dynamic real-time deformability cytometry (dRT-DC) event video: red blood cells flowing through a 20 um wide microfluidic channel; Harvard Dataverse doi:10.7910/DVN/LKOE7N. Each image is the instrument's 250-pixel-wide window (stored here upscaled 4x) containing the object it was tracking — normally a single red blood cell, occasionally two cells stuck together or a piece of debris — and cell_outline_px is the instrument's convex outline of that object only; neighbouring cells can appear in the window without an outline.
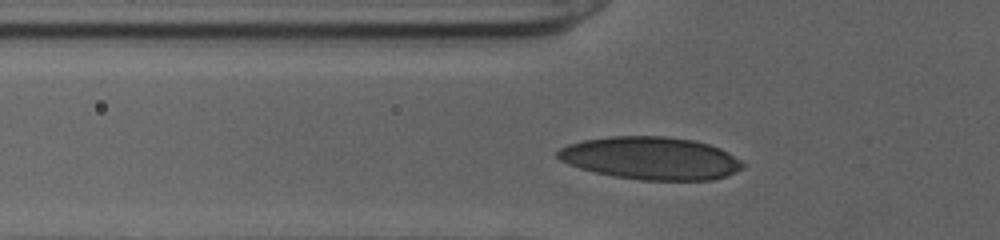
{"species": "human", "species_latin": "Homo sapiens", "temperature_condition": "cold", "stored_images_in_passage": 33, "camera_frame_rate_fps": 3000, "um_per_image_px": 0.085, "donor": {"sex": "female"}, "frame": {"image": 1, "passage_image": 7, "time_ms": 2.0, "image_size_px": [1000, 240], "cell_outline_px": [[744, 168], [728, 176], [712, 180], [644, 180], [616, 176], [596, 172], [580, 168], [568, 164], [560, 160], [556, 156], [556, 152], [560, 148], [568, 144], [584, 140], [612, 136], [664, 136], [692, 140], [708, 144], [720, 148], [728, 152], [740, 160], [744, 164]], "centroid_in_image_um": [55.34, 13.45], "position_along_channel_um": 70.5, "area_um2": 45.95}}
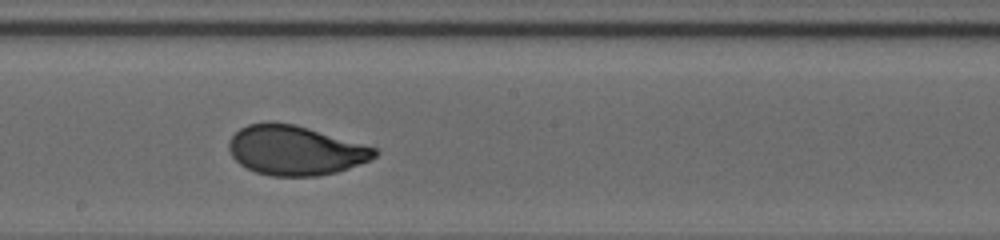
{"frame": {"image": 2, "passage_image": 19, "time_ms": 6.0, "image_size_px": [1000, 240], "cell_outline_px": [[380, 152], [376, 156], [368, 160], [348, 168], [336, 172], [316, 176], [272, 176], [256, 172], [240, 164], [232, 156], [228, 148], [228, 144], [232, 136], [240, 128], [248, 124], [272, 120], [296, 124], [380, 148]], "centroid_in_image_um": [25.12, 12.75], "position_along_channel_um": 223.1, "area_um2": 42.48}}
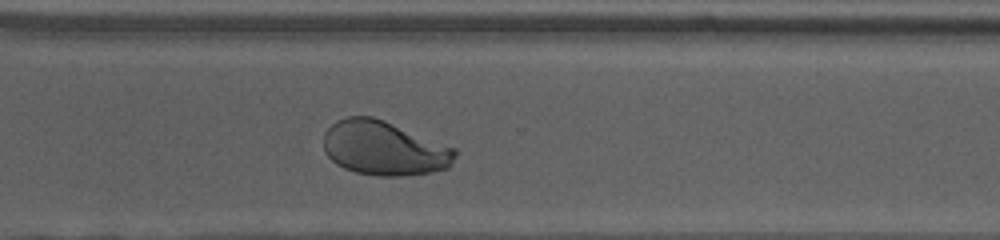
{"frame": {"image": 3, "passage_image": 28, "time_ms": 9.0, "image_size_px": [1000, 240], "cell_outline_px": [[456, 156], [448, 168], [432, 172], [404, 176], [376, 176], [356, 172], [344, 168], [336, 164], [328, 156], [324, 148], [324, 132], [336, 120], [348, 116], [372, 116], [384, 120], [456, 148]], "centroid_in_image_um": [32.65, 12.6], "position_along_channel_um": 338.0, "area_um2": 41.73}, "authors_computed_cell_mechanics": {"area_um2": 42.7142, "velocity_mm_per_s": 3.8378, "shape_relaxation_time_tau1_ms": 4.6219, "shape_relaxation_time_tau2_ms": null, "deformation_change_tau1": 0.1793, "deformation_change_tau2": null}}